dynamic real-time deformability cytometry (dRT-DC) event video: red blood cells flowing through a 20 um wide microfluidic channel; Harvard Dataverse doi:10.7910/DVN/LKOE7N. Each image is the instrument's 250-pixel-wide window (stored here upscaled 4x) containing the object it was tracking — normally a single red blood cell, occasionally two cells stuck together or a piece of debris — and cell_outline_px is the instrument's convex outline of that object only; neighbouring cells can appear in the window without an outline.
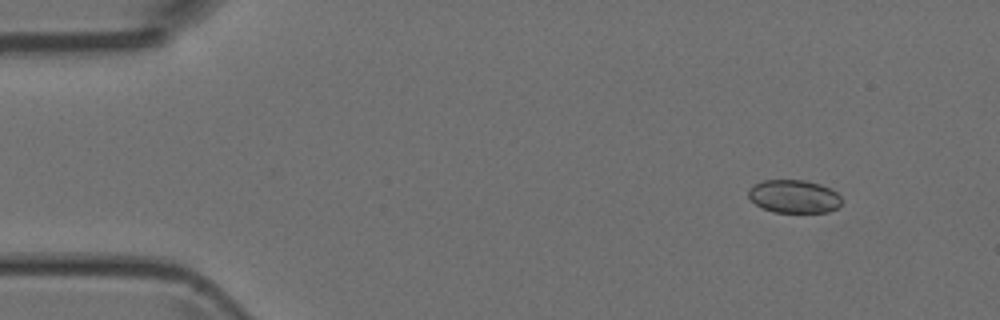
{"species": "Egyptian fruit bat (a non-hibernating species)", "species_latin": "Rousettus aegyptiacus", "temperature_condition": "room temperature", "stored_images_in_passage": 6, "camera_frame_rate_fps": 3000, "um_per_image_px": 0.085, "animal": {"sex": "female"}, "frame": {"image": 1, "passage_image": 2, "time_ms": 1.0, "image_size_px": [1000, 320], "cell_outline_px": [[844, 200], [836, 208], [828, 212], [772, 212], [756, 204], [748, 196], [748, 188], [764, 180], [804, 180], [820, 184], [836, 192]], "centroid_in_image_um": [67.5, 16.7], "position_along_channel_um": 17.5, "area_um2": 17.92}}
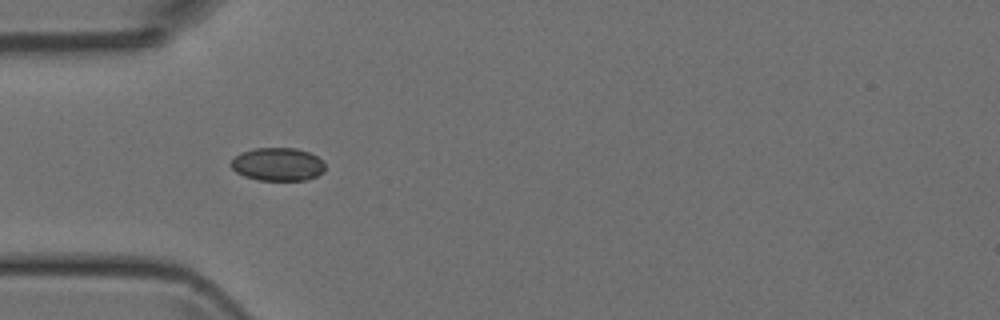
{"frame": {"image": 2, "passage_image": 5, "time_ms": 4.333, "image_size_px": [1000, 320], "cell_outline_px": [[324, 172], [316, 176], [304, 180], [256, 180], [244, 176], [236, 172], [228, 164], [240, 152], [252, 148], [296, 148], [308, 152], [324, 160]], "centroid_in_image_um": [23.58, 13.96], "position_along_channel_um": 61.4, "area_um2": 18.32}}
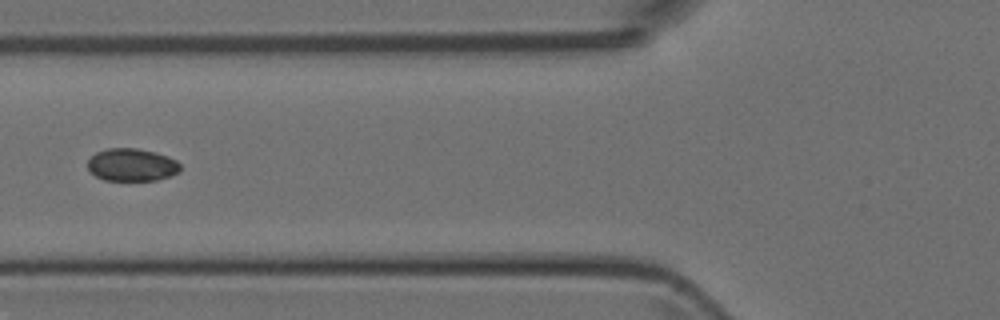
{"frame": {"image": 3, "passage_image": 6, "time_ms": 5.667, "image_size_px": [1000, 320], "cell_outline_px": [[180, 172], [156, 180], [104, 180], [96, 176], [88, 168], [88, 160], [96, 152], [108, 148], [136, 148], [156, 152], [168, 156], [176, 160], [180, 164]], "centroid_in_image_um": [11.21, 14.0], "position_along_channel_um": 114.6, "area_um2": 17.57}}